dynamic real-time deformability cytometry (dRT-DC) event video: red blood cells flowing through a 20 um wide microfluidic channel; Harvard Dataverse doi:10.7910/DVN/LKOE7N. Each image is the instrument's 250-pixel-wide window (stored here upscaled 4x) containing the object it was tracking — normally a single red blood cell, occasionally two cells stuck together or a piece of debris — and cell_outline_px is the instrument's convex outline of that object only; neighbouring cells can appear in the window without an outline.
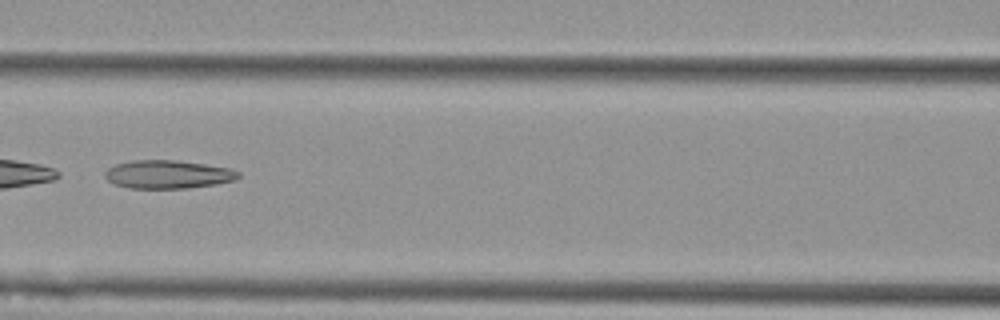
{"species": "Egyptian fruit bat (a non-hibernating species)", "species_latin": "Rousettus aegyptiacus", "temperature_condition": "cold", "stored_images_in_passage": 8, "camera_frame_rate_fps": 3000, "um_per_image_px": 0.085, "animal": {"sex": "female"}, "frame": {"image": 1, "passage_image": 6, "time_ms": 1.667, "image_size_px": [1000, 320], "cell_outline_px": [[240, 176], [236, 180], [216, 184], [188, 188], [128, 188], [116, 184], [108, 180], [104, 176], [104, 172], [108, 168], [116, 164], [132, 160], [176, 160], [204, 164], [228, 168], [240, 172]], "centroid_in_image_um": [14.27, 14.82], "position_along_channel_um": 152.3, "area_um2": 21.96}}
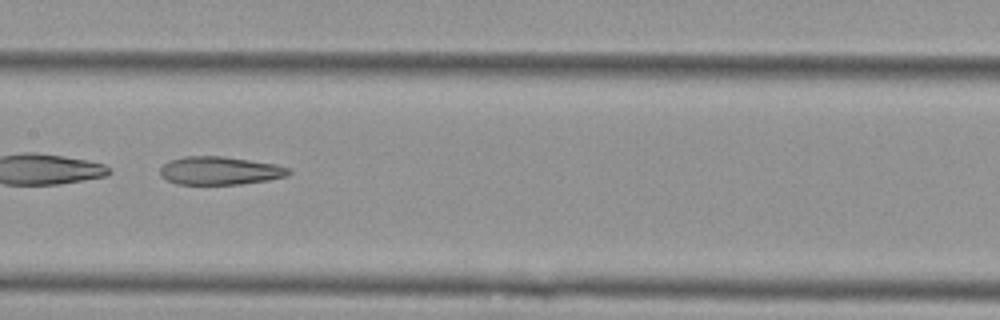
{"frame": {"image": 2, "passage_image": 7, "time_ms": 2.0, "image_size_px": [1000, 320], "cell_outline_px": [[292, 172], [288, 176], [268, 180], [240, 184], [176, 184], [160, 176], [160, 168], [168, 160], [184, 156], [220, 156], [276, 164], [292, 168]], "centroid_in_image_um": [18.7, 14.5], "position_along_channel_um": 188.7, "area_um2": 21.21}}
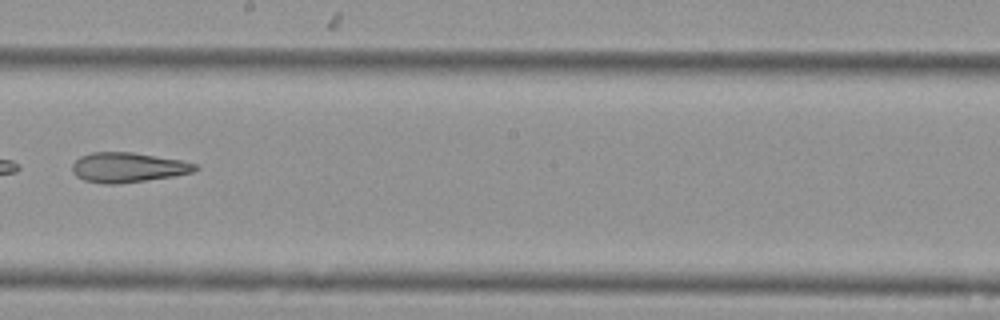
{"frame": {"image": 3, "passage_image": 8, "time_ms": 2.333, "image_size_px": [1000, 320], "cell_outline_px": [[200, 168], [192, 172], [172, 176], [116, 184], [104, 184], [84, 180], [76, 176], [72, 172], [72, 164], [80, 156], [92, 152], [132, 152], [184, 160], [196, 164]], "centroid_in_image_um": [10.86, 14.22], "position_along_channel_um": 237.3, "area_um2": 21.39}}